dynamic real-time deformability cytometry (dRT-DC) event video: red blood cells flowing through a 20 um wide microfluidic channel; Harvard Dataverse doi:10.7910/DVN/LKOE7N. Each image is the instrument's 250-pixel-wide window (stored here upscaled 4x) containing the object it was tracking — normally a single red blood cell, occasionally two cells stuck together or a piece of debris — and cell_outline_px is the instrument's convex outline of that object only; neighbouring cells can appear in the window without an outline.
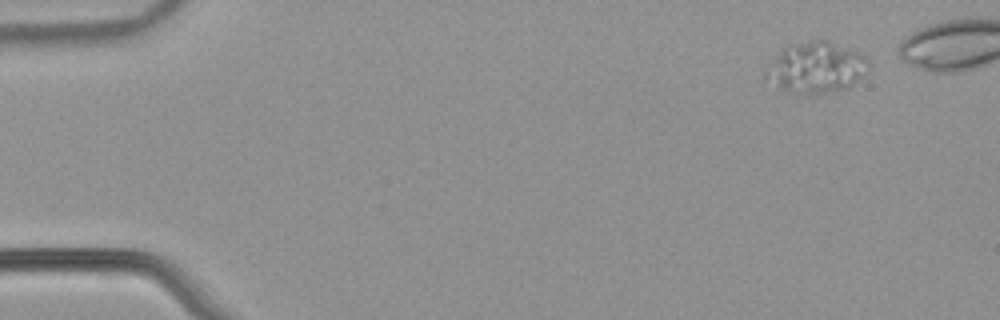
{"species": "common noctule bat (a hibernating species)", "species_latin": "Nyctalus noctula", "temperature_condition": "warm", "stored_images_in_passage": 44, "segment_of_instrument_passage": [1, 2], "camera_frame_rate_fps": 3000, "um_per_image_px": 0.085, "animal": {"sex": "male", "body_mass_g": 21.5, "forearm_length_mm": 52.0}, "frame": {"image": 1, "passage_image": 1, "time_ms": 0.0, "image_size_px": [1000, 320], "cell_outline_px": [[868, 72], [864, 76], [848, 88], [812, 96], [804, 96], [764, 80], [764, 68], [788, 44], [812, 40], [828, 40], [860, 52], [868, 60]], "centroid_in_image_um": [69.37, 5.75], "position_along_channel_um": 15.6, "area_um2": 31.04}}
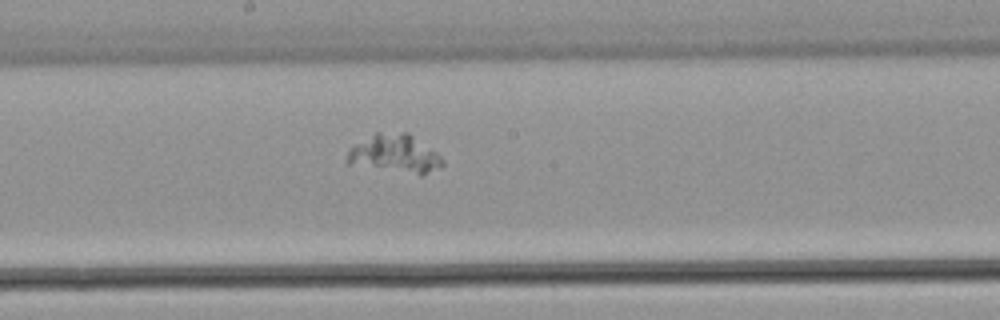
{"frame": {"image": 2, "passage_image": 26, "time_ms": 8.333, "image_size_px": [1000, 320], "cell_outline_px": [[444, 164], [440, 168], [420, 176], [348, 164], [344, 160], [352, 144], [376, 132], [408, 132], [436, 152], [444, 160]], "centroid_in_image_um": [33.53, 13.08], "position_along_channel_um": 214.7, "area_um2": 21.79}}
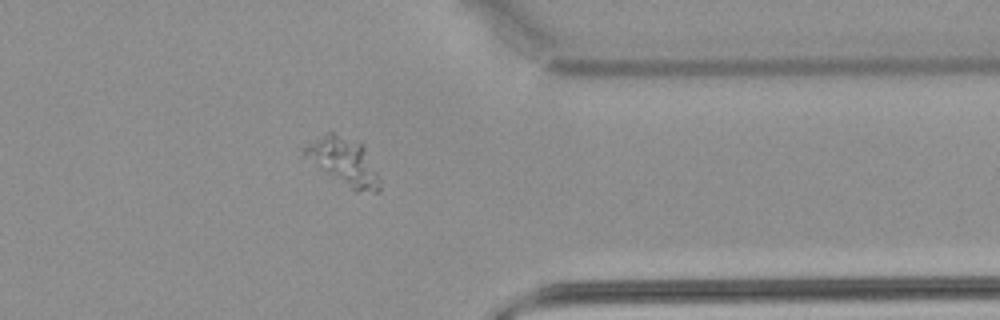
{"frame": {"image": 3, "passage_image": 40, "time_ms": 13.0, "image_size_px": [1000, 320], "cell_outline_px": [[380, 192], [356, 192], [300, 156], [308, 140], [328, 132], [336, 132], [364, 144], [380, 180]], "centroid_in_image_um": [29.18, 13.7], "position_along_channel_um": 382.2, "area_um2": 21.21}}